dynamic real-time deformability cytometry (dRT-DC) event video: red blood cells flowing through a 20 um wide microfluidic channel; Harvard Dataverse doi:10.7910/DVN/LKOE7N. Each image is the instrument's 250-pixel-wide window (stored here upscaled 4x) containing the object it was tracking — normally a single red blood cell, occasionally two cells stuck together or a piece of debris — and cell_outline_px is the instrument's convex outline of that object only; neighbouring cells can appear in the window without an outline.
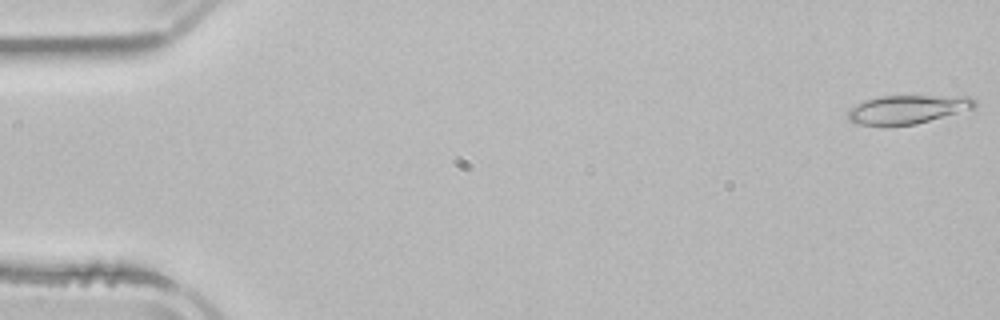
{"species": "common noctule bat (a hibernating species)", "species_latin": "Nyctalus noctula", "temperature_condition": "room temperature", "stored_images_in_passage": 4, "camera_frame_rate_fps": 3000, "um_per_image_px": 0.085, "animal": {"sex": "male", "body_mass_g": 21.5, "forearm_length_mm": 52.0}, "frame": {"image": 1, "passage_image": 4, "time_ms": 4.0, "image_size_px": [1000, 320], "cell_outline_px": [[976, 108], [916, 124], [856, 124], [848, 120], [848, 108], [864, 100], [880, 96], [968, 96], [976, 100]], "centroid_in_image_um": [77.16, 9.28], "position_along_channel_um": 7.8, "area_um2": 21.04}}